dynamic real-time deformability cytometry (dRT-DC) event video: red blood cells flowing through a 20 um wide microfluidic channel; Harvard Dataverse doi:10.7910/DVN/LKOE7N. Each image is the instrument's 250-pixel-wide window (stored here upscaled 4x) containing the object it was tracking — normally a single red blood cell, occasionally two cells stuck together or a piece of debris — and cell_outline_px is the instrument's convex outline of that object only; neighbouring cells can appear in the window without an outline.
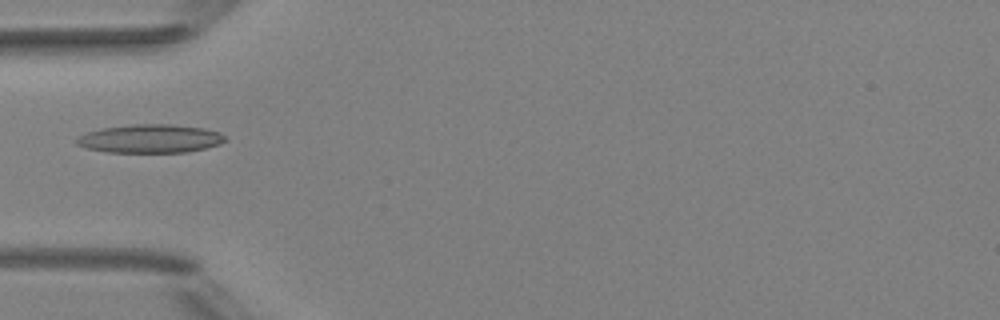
{"species": "Egyptian fruit bat (a non-hibernating species)", "species_latin": "Rousettus aegyptiacus", "temperature_condition": "room temperature", "stored_images_in_passage": 5, "camera_frame_rate_fps": 3000, "um_per_image_px": 0.085, "animal": {"sex": "female"}, "frame": {"image": 1, "passage_image": 5, "time_ms": 4.667, "image_size_px": [1000, 320], "cell_outline_px": [[228, 140], [220, 144], [204, 148], [184, 152], [104, 152], [88, 148], [76, 144], [76, 136], [100, 128], [132, 124], [172, 124], [204, 128], [220, 132]], "centroid_in_image_um": [12.76, 11.78], "position_along_channel_um": 72.2, "area_um2": 24.74}}